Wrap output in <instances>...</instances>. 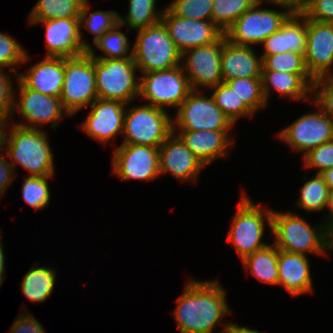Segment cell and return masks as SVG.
<instances>
[{
    "label": "cell",
    "instance_id": "6da1fadb",
    "mask_svg": "<svg viewBox=\"0 0 333 333\" xmlns=\"http://www.w3.org/2000/svg\"><path fill=\"white\" fill-rule=\"evenodd\" d=\"M225 289L214 281L190 279L177 299L173 317L181 333H214L225 315L233 311L227 303Z\"/></svg>",
    "mask_w": 333,
    "mask_h": 333
},
{
    "label": "cell",
    "instance_id": "7a4b0ae2",
    "mask_svg": "<svg viewBox=\"0 0 333 333\" xmlns=\"http://www.w3.org/2000/svg\"><path fill=\"white\" fill-rule=\"evenodd\" d=\"M8 127H10L8 129ZM9 133V134H8ZM4 152L15 170L18 165L30 176H54V156L43 128L29 129L8 123L3 145Z\"/></svg>",
    "mask_w": 333,
    "mask_h": 333
},
{
    "label": "cell",
    "instance_id": "3957f363",
    "mask_svg": "<svg viewBox=\"0 0 333 333\" xmlns=\"http://www.w3.org/2000/svg\"><path fill=\"white\" fill-rule=\"evenodd\" d=\"M272 235L274 245L282 251L304 254L326 255L331 250L330 233L323 223L318 227L311 226L295 212H272Z\"/></svg>",
    "mask_w": 333,
    "mask_h": 333
},
{
    "label": "cell",
    "instance_id": "277c9868",
    "mask_svg": "<svg viewBox=\"0 0 333 333\" xmlns=\"http://www.w3.org/2000/svg\"><path fill=\"white\" fill-rule=\"evenodd\" d=\"M263 2L285 10L281 12L273 8H261ZM295 9L292 4L285 1L259 0L227 28L224 32L225 38L236 45H262L267 37L280 29Z\"/></svg>",
    "mask_w": 333,
    "mask_h": 333
},
{
    "label": "cell",
    "instance_id": "5b68a950",
    "mask_svg": "<svg viewBox=\"0 0 333 333\" xmlns=\"http://www.w3.org/2000/svg\"><path fill=\"white\" fill-rule=\"evenodd\" d=\"M241 195L231 229L227 234V241L232 243L240 260L269 245L262 238L266 224L272 232L273 212L268 206L263 209L253 203L245 191Z\"/></svg>",
    "mask_w": 333,
    "mask_h": 333
},
{
    "label": "cell",
    "instance_id": "8992f818",
    "mask_svg": "<svg viewBox=\"0 0 333 333\" xmlns=\"http://www.w3.org/2000/svg\"><path fill=\"white\" fill-rule=\"evenodd\" d=\"M95 83L99 99L130 104L139 98L140 77L133 58H94Z\"/></svg>",
    "mask_w": 333,
    "mask_h": 333
},
{
    "label": "cell",
    "instance_id": "52a82bcc",
    "mask_svg": "<svg viewBox=\"0 0 333 333\" xmlns=\"http://www.w3.org/2000/svg\"><path fill=\"white\" fill-rule=\"evenodd\" d=\"M136 31L133 59L140 74L181 65V52L176 48L161 21Z\"/></svg>",
    "mask_w": 333,
    "mask_h": 333
},
{
    "label": "cell",
    "instance_id": "ba28073f",
    "mask_svg": "<svg viewBox=\"0 0 333 333\" xmlns=\"http://www.w3.org/2000/svg\"><path fill=\"white\" fill-rule=\"evenodd\" d=\"M167 110L149 104L126 108L121 144H138L159 148L173 133Z\"/></svg>",
    "mask_w": 333,
    "mask_h": 333
},
{
    "label": "cell",
    "instance_id": "9c48e42d",
    "mask_svg": "<svg viewBox=\"0 0 333 333\" xmlns=\"http://www.w3.org/2000/svg\"><path fill=\"white\" fill-rule=\"evenodd\" d=\"M98 98L94 58L87 52L65 58V75L60 100L70 116L77 114Z\"/></svg>",
    "mask_w": 333,
    "mask_h": 333
},
{
    "label": "cell",
    "instance_id": "30bf717a",
    "mask_svg": "<svg viewBox=\"0 0 333 333\" xmlns=\"http://www.w3.org/2000/svg\"><path fill=\"white\" fill-rule=\"evenodd\" d=\"M139 97L145 104L157 108L174 107L176 110L193 91L181 65L171 69L142 73Z\"/></svg>",
    "mask_w": 333,
    "mask_h": 333
},
{
    "label": "cell",
    "instance_id": "8fae6325",
    "mask_svg": "<svg viewBox=\"0 0 333 333\" xmlns=\"http://www.w3.org/2000/svg\"><path fill=\"white\" fill-rule=\"evenodd\" d=\"M18 86V99L15 98L11 117L15 111L28 123L12 122V124L29 129H39L43 124H50L55 131L63 117H69L64 109L60 97L45 95L28 88L20 79L15 76ZM18 100V101H17ZM18 109V110H17Z\"/></svg>",
    "mask_w": 333,
    "mask_h": 333
},
{
    "label": "cell",
    "instance_id": "7c38bea8",
    "mask_svg": "<svg viewBox=\"0 0 333 333\" xmlns=\"http://www.w3.org/2000/svg\"><path fill=\"white\" fill-rule=\"evenodd\" d=\"M193 90L176 110L172 118L173 130L231 131L234 124L215 104L212 96Z\"/></svg>",
    "mask_w": 333,
    "mask_h": 333
},
{
    "label": "cell",
    "instance_id": "4fadbf2b",
    "mask_svg": "<svg viewBox=\"0 0 333 333\" xmlns=\"http://www.w3.org/2000/svg\"><path fill=\"white\" fill-rule=\"evenodd\" d=\"M222 51L223 35L215 42L181 53V67L192 90L203 91L207 87L211 89L223 82L221 74Z\"/></svg>",
    "mask_w": 333,
    "mask_h": 333
},
{
    "label": "cell",
    "instance_id": "5bb4252c",
    "mask_svg": "<svg viewBox=\"0 0 333 333\" xmlns=\"http://www.w3.org/2000/svg\"><path fill=\"white\" fill-rule=\"evenodd\" d=\"M318 107L305 113L278 133V138L295 152L305 155L309 150L333 140V121Z\"/></svg>",
    "mask_w": 333,
    "mask_h": 333
},
{
    "label": "cell",
    "instance_id": "9a60e30c",
    "mask_svg": "<svg viewBox=\"0 0 333 333\" xmlns=\"http://www.w3.org/2000/svg\"><path fill=\"white\" fill-rule=\"evenodd\" d=\"M112 171L119 179L151 181L160 176L159 148L120 144L112 156Z\"/></svg>",
    "mask_w": 333,
    "mask_h": 333
},
{
    "label": "cell",
    "instance_id": "2e32d148",
    "mask_svg": "<svg viewBox=\"0 0 333 333\" xmlns=\"http://www.w3.org/2000/svg\"><path fill=\"white\" fill-rule=\"evenodd\" d=\"M176 48L186 50L217 41L224 32L212 21L192 20L175 16L167 7L161 18Z\"/></svg>",
    "mask_w": 333,
    "mask_h": 333
},
{
    "label": "cell",
    "instance_id": "e0dca14e",
    "mask_svg": "<svg viewBox=\"0 0 333 333\" xmlns=\"http://www.w3.org/2000/svg\"><path fill=\"white\" fill-rule=\"evenodd\" d=\"M304 58L307 71L314 80L333 75V23L307 19Z\"/></svg>",
    "mask_w": 333,
    "mask_h": 333
},
{
    "label": "cell",
    "instance_id": "ac0fdd59",
    "mask_svg": "<svg viewBox=\"0 0 333 333\" xmlns=\"http://www.w3.org/2000/svg\"><path fill=\"white\" fill-rule=\"evenodd\" d=\"M90 105L89 115L82 123L81 130L102 144L117 135H123L124 117L129 104L97 98Z\"/></svg>",
    "mask_w": 333,
    "mask_h": 333
},
{
    "label": "cell",
    "instance_id": "d6986e66",
    "mask_svg": "<svg viewBox=\"0 0 333 333\" xmlns=\"http://www.w3.org/2000/svg\"><path fill=\"white\" fill-rule=\"evenodd\" d=\"M44 24L45 57H78L87 52L80 36V19L57 18L45 21H29L30 25Z\"/></svg>",
    "mask_w": 333,
    "mask_h": 333
},
{
    "label": "cell",
    "instance_id": "ffe728a7",
    "mask_svg": "<svg viewBox=\"0 0 333 333\" xmlns=\"http://www.w3.org/2000/svg\"><path fill=\"white\" fill-rule=\"evenodd\" d=\"M159 164L160 175L167 172L181 182L188 180L194 184L206 167L175 133L159 147Z\"/></svg>",
    "mask_w": 333,
    "mask_h": 333
},
{
    "label": "cell",
    "instance_id": "44dd1931",
    "mask_svg": "<svg viewBox=\"0 0 333 333\" xmlns=\"http://www.w3.org/2000/svg\"><path fill=\"white\" fill-rule=\"evenodd\" d=\"M178 131V132H177ZM191 152L206 165L218 158H228V150L234 145L235 140L230 131L214 130H173Z\"/></svg>",
    "mask_w": 333,
    "mask_h": 333
},
{
    "label": "cell",
    "instance_id": "7402d4cb",
    "mask_svg": "<svg viewBox=\"0 0 333 333\" xmlns=\"http://www.w3.org/2000/svg\"><path fill=\"white\" fill-rule=\"evenodd\" d=\"M262 55L295 52L305 55L307 44V19L296 8L283 22L280 29L267 37Z\"/></svg>",
    "mask_w": 333,
    "mask_h": 333
},
{
    "label": "cell",
    "instance_id": "603a6c76",
    "mask_svg": "<svg viewBox=\"0 0 333 333\" xmlns=\"http://www.w3.org/2000/svg\"><path fill=\"white\" fill-rule=\"evenodd\" d=\"M252 48L233 44L223 34L221 74L224 83L234 78H262V57Z\"/></svg>",
    "mask_w": 333,
    "mask_h": 333
},
{
    "label": "cell",
    "instance_id": "cb8c5ba5",
    "mask_svg": "<svg viewBox=\"0 0 333 333\" xmlns=\"http://www.w3.org/2000/svg\"><path fill=\"white\" fill-rule=\"evenodd\" d=\"M25 73L18 75L28 88L53 97L61 96L65 75L64 57H44Z\"/></svg>",
    "mask_w": 333,
    "mask_h": 333
},
{
    "label": "cell",
    "instance_id": "d4e9b609",
    "mask_svg": "<svg viewBox=\"0 0 333 333\" xmlns=\"http://www.w3.org/2000/svg\"><path fill=\"white\" fill-rule=\"evenodd\" d=\"M309 264L307 255L278 249V285L293 297L311 294L314 289Z\"/></svg>",
    "mask_w": 333,
    "mask_h": 333
},
{
    "label": "cell",
    "instance_id": "484cf974",
    "mask_svg": "<svg viewBox=\"0 0 333 333\" xmlns=\"http://www.w3.org/2000/svg\"><path fill=\"white\" fill-rule=\"evenodd\" d=\"M314 79L310 74H290L273 70H262V86L264 97L268 102L270 91L273 89L281 98L298 100L308 99V93L312 94Z\"/></svg>",
    "mask_w": 333,
    "mask_h": 333
},
{
    "label": "cell",
    "instance_id": "4316f807",
    "mask_svg": "<svg viewBox=\"0 0 333 333\" xmlns=\"http://www.w3.org/2000/svg\"><path fill=\"white\" fill-rule=\"evenodd\" d=\"M241 262L246 272L260 282L278 285V248L273 243L245 256Z\"/></svg>",
    "mask_w": 333,
    "mask_h": 333
},
{
    "label": "cell",
    "instance_id": "83f0119b",
    "mask_svg": "<svg viewBox=\"0 0 333 333\" xmlns=\"http://www.w3.org/2000/svg\"><path fill=\"white\" fill-rule=\"evenodd\" d=\"M55 268L38 266L37 263L23 276L21 291L32 303H44L53 293L56 282Z\"/></svg>",
    "mask_w": 333,
    "mask_h": 333
},
{
    "label": "cell",
    "instance_id": "f1b7e54d",
    "mask_svg": "<svg viewBox=\"0 0 333 333\" xmlns=\"http://www.w3.org/2000/svg\"><path fill=\"white\" fill-rule=\"evenodd\" d=\"M121 27V24H116L95 41L94 45L98 48L97 50H101L104 55H97L93 46L87 50V53L93 58L102 59L133 58V46L130 45L126 34L120 30Z\"/></svg>",
    "mask_w": 333,
    "mask_h": 333
},
{
    "label": "cell",
    "instance_id": "f546056e",
    "mask_svg": "<svg viewBox=\"0 0 333 333\" xmlns=\"http://www.w3.org/2000/svg\"><path fill=\"white\" fill-rule=\"evenodd\" d=\"M89 0H86L82 6L80 14V36L83 43V47L88 50L92 45L89 42L83 41V31L85 30L93 34V44L97 41L105 32L111 30L116 24H118V12L114 10L102 11L95 10L90 13Z\"/></svg>",
    "mask_w": 333,
    "mask_h": 333
},
{
    "label": "cell",
    "instance_id": "4dcf8cb0",
    "mask_svg": "<svg viewBox=\"0 0 333 333\" xmlns=\"http://www.w3.org/2000/svg\"><path fill=\"white\" fill-rule=\"evenodd\" d=\"M86 0H38L29 21H45L57 18L79 19Z\"/></svg>",
    "mask_w": 333,
    "mask_h": 333
},
{
    "label": "cell",
    "instance_id": "1f68e13d",
    "mask_svg": "<svg viewBox=\"0 0 333 333\" xmlns=\"http://www.w3.org/2000/svg\"><path fill=\"white\" fill-rule=\"evenodd\" d=\"M156 2V0H129L128 13L125 17L118 14V23L133 31L159 23L164 9L156 10Z\"/></svg>",
    "mask_w": 333,
    "mask_h": 333
},
{
    "label": "cell",
    "instance_id": "d6a6232c",
    "mask_svg": "<svg viewBox=\"0 0 333 333\" xmlns=\"http://www.w3.org/2000/svg\"><path fill=\"white\" fill-rule=\"evenodd\" d=\"M330 192L323 176L315 173L300 189L296 206L308 212H321L326 208Z\"/></svg>",
    "mask_w": 333,
    "mask_h": 333
},
{
    "label": "cell",
    "instance_id": "836d02e7",
    "mask_svg": "<svg viewBox=\"0 0 333 333\" xmlns=\"http://www.w3.org/2000/svg\"><path fill=\"white\" fill-rule=\"evenodd\" d=\"M225 83L254 114L268 104L263 93L262 78H234Z\"/></svg>",
    "mask_w": 333,
    "mask_h": 333
},
{
    "label": "cell",
    "instance_id": "e575fe53",
    "mask_svg": "<svg viewBox=\"0 0 333 333\" xmlns=\"http://www.w3.org/2000/svg\"><path fill=\"white\" fill-rule=\"evenodd\" d=\"M213 90L211 96L215 104L224 112V114L232 121L237 122L240 117H252L254 113L239 99L235 92L224 82L219 83Z\"/></svg>",
    "mask_w": 333,
    "mask_h": 333
},
{
    "label": "cell",
    "instance_id": "d590c367",
    "mask_svg": "<svg viewBox=\"0 0 333 333\" xmlns=\"http://www.w3.org/2000/svg\"><path fill=\"white\" fill-rule=\"evenodd\" d=\"M259 0H213L212 22L223 32Z\"/></svg>",
    "mask_w": 333,
    "mask_h": 333
},
{
    "label": "cell",
    "instance_id": "8d00e7d4",
    "mask_svg": "<svg viewBox=\"0 0 333 333\" xmlns=\"http://www.w3.org/2000/svg\"><path fill=\"white\" fill-rule=\"evenodd\" d=\"M53 176H28L24 178L21 188L24 201L35 210H41L48 206L51 192L48 179Z\"/></svg>",
    "mask_w": 333,
    "mask_h": 333
},
{
    "label": "cell",
    "instance_id": "74e56055",
    "mask_svg": "<svg viewBox=\"0 0 333 333\" xmlns=\"http://www.w3.org/2000/svg\"><path fill=\"white\" fill-rule=\"evenodd\" d=\"M30 54L19 44V42L7 33L0 32V68L9 67L8 72L15 73L19 76V72L14 66H22L30 60Z\"/></svg>",
    "mask_w": 333,
    "mask_h": 333
},
{
    "label": "cell",
    "instance_id": "f35d334b",
    "mask_svg": "<svg viewBox=\"0 0 333 333\" xmlns=\"http://www.w3.org/2000/svg\"><path fill=\"white\" fill-rule=\"evenodd\" d=\"M262 70L287 72L290 74H309L305 65L304 55L285 52L276 55H261Z\"/></svg>",
    "mask_w": 333,
    "mask_h": 333
},
{
    "label": "cell",
    "instance_id": "ab89813d",
    "mask_svg": "<svg viewBox=\"0 0 333 333\" xmlns=\"http://www.w3.org/2000/svg\"><path fill=\"white\" fill-rule=\"evenodd\" d=\"M213 0H173L166 7L178 17L212 21Z\"/></svg>",
    "mask_w": 333,
    "mask_h": 333
},
{
    "label": "cell",
    "instance_id": "60d3db41",
    "mask_svg": "<svg viewBox=\"0 0 333 333\" xmlns=\"http://www.w3.org/2000/svg\"><path fill=\"white\" fill-rule=\"evenodd\" d=\"M310 101L319 106L333 121V75L315 79Z\"/></svg>",
    "mask_w": 333,
    "mask_h": 333
},
{
    "label": "cell",
    "instance_id": "b9f144b4",
    "mask_svg": "<svg viewBox=\"0 0 333 333\" xmlns=\"http://www.w3.org/2000/svg\"><path fill=\"white\" fill-rule=\"evenodd\" d=\"M302 158L304 167L316 169V173L333 167V140L309 150Z\"/></svg>",
    "mask_w": 333,
    "mask_h": 333
},
{
    "label": "cell",
    "instance_id": "7bdbcfd3",
    "mask_svg": "<svg viewBox=\"0 0 333 333\" xmlns=\"http://www.w3.org/2000/svg\"><path fill=\"white\" fill-rule=\"evenodd\" d=\"M297 9L306 19L333 23V0H302Z\"/></svg>",
    "mask_w": 333,
    "mask_h": 333
},
{
    "label": "cell",
    "instance_id": "ee69618b",
    "mask_svg": "<svg viewBox=\"0 0 333 333\" xmlns=\"http://www.w3.org/2000/svg\"><path fill=\"white\" fill-rule=\"evenodd\" d=\"M4 69L0 68V116L7 118L9 121L11 119L14 99H15V90L13 89L12 83L13 79L11 78L13 74L6 72Z\"/></svg>",
    "mask_w": 333,
    "mask_h": 333
},
{
    "label": "cell",
    "instance_id": "f6af8a7d",
    "mask_svg": "<svg viewBox=\"0 0 333 333\" xmlns=\"http://www.w3.org/2000/svg\"><path fill=\"white\" fill-rule=\"evenodd\" d=\"M9 330V333H46L42 324L26 311L18 315Z\"/></svg>",
    "mask_w": 333,
    "mask_h": 333
},
{
    "label": "cell",
    "instance_id": "bcb514c9",
    "mask_svg": "<svg viewBox=\"0 0 333 333\" xmlns=\"http://www.w3.org/2000/svg\"><path fill=\"white\" fill-rule=\"evenodd\" d=\"M2 152L3 150H0V199L4 196L3 194L7 191L17 174L9 160L6 159L5 152Z\"/></svg>",
    "mask_w": 333,
    "mask_h": 333
},
{
    "label": "cell",
    "instance_id": "7dc6e473",
    "mask_svg": "<svg viewBox=\"0 0 333 333\" xmlns=\"http://www.w3.org/2000/svg\"><path fill=\"white\" fill-rule=\"evenodd\" d=\"M229 323L223 324L222 331L218 333H262L257 329H251L246 326H239L238 323L228 321Z\"/></svg>",
    "mask_w": 333,
    "mask_h": 333
},
{
    "label": "cell",
    "instance_id": "c3c4849f",
    "mask_svg": "<svg viewBox=\"0 0 333 333\" xmlns=\"http://www.w3.org/2000/svg\"><path fill=\"white\" fill-rule=\"evenodd\" d=\"M326 208H328L326 210H329V214L328 217H326L327 221L324 219L322 223L325 229L331 234L333 232V191H331L329 194Z\"/></svg>",
    "mask_w": 333,
    "mask_h": 333
},
{
    "label": "cell",
    "instance_id": "681fc988",
    "mask_svg": "<svg viewBox=\"0 0 333 333\" xmlns=\"http://www.w3.org/2000/svg\"><path fill=\"white\" fill-rule=\"evenodd\" d=\"M2 234V231L0 230V235ZM1 236H0V286L1 284L3 283V281L5 280L4 278L6 276L5 275V252L3 250V244H2V241H1Z\"/></svg>",
    "mask_w": 333,
    "mask_h": 333
},
{
    "label": "cell",
    "instance_id": "f907efd6",
    "mask_svg": "<svg viewBox=\"0 0 333 333\" xmlns=\"http://www.w3.org/2000/svg\"><path fill=\"white\" fill-rule=\"evenodd\" d=\"M9 120L3 116H0V150H3L5 131L7 128Z\"/></svg>",
    "mask_w": 333,
    "mask_h": 333
},
{
    "label": "cell",
    "instance_id": "816d5d0a",
    "mask_svg": "<svg viewBox=\"0 0 333 333\" xmlns=\"http://www.w3.org/2000/svg\"><path fill=\"white\" fill-rule=\"evenodd\" d=\"M320 174L323 176L329 189L333 191V167L324 170Z\"/></svg>",
    "mask_w": 333,
    "mask_h": 333
},
{
    "label": "cell",
    "instance_id": "f5cc1de1",
    "mask_svg": "<svg viewBox=\"0 0 333 333\" xmlns=\"http://www.w3.org/2000/svg\"><path fill=\"white\" fill-rule=\"evenodd\" d=\"M262 1H285L292 4L295 8H298L302 0H262Z\"/></svg>",
    "mask_w": 333,
    "mask_h": 333
},
{
    "label": "cell",
    "instance_id": "db71d44e",
    "mask_svg": "<svg viewBox=\"0 0 333 333\" xmlns=\"http://www.w3.org/2000/svg\"><path fill=\"white\" fill-rule=\"evenodd\" d=\"M331 237V250H333V232L330 234Z\"/></svg>",
    "mask_w": 333,
    "mask_h": 333
}]
</instances>
